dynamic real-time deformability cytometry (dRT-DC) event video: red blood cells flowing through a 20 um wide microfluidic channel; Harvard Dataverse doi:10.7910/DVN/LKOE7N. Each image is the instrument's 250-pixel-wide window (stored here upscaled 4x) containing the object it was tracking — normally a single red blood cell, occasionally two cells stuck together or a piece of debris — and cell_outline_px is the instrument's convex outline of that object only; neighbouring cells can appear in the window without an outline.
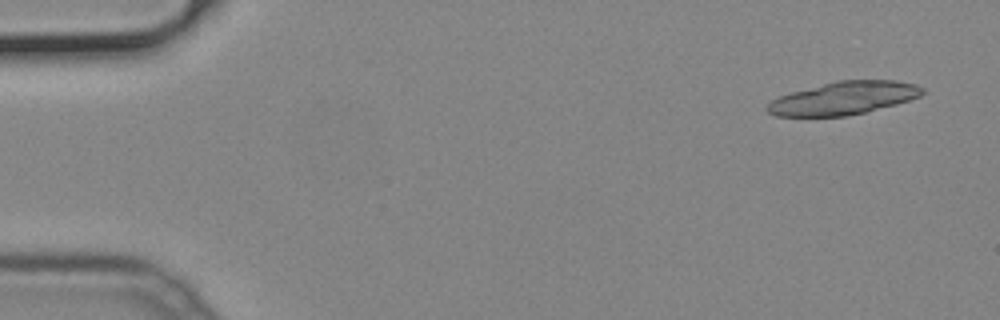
{"species": "common noctule bat (a hibernating species)", "species_latin": "Nyctalus noctula", "temperature_condition": "cold", "stored_images_in_passage": 16, "camera_frame_rate_fps": 3000, "um_per_image_px": 0.085, "animal": {"sex": "male", "body_mass_g": 19.2, "forearm_length_mm": 51.8}, "frame": {"image": 1, "passage_image": 3, "time_ms": 0.667, "image_size_px": [1000, 320], "cell_outline_px": [[924, 92], [920, 96], [896, 104], [864, 112], [844, 116], [776, 116], [768, 112], [764, 108], [772, 100], [780, 96], [792, 92], [836, 80], [896, 80], [916, 84], [924, 88]], "centroid_in_image_um": [71.71, 8.33], "position_along_channel_um": 13.3, "area_um2": 29.59}}